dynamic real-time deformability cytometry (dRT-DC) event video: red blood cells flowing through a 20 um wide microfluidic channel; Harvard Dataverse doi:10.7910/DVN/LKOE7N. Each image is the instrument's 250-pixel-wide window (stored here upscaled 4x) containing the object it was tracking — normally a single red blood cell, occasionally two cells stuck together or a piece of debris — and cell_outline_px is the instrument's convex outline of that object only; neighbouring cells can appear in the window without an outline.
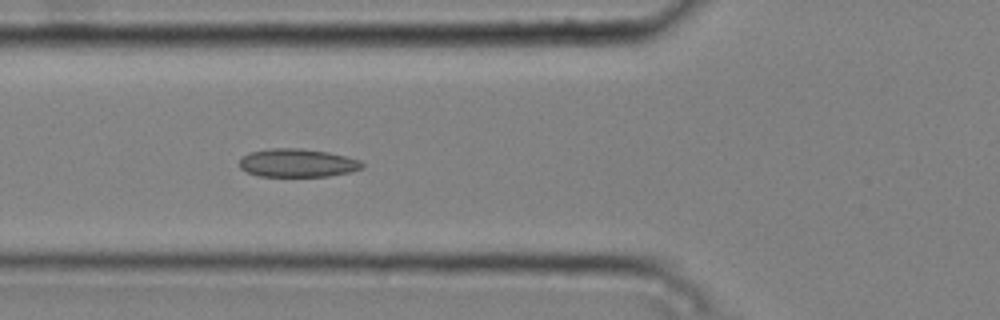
{"species": "common noctule bat (a hibernating species)", "species_latin": "Nyctalus noctula", "temperature_condition": "cold", "stored_images_in_passage": 12, "camera_frame_rate_fps": 3000, "um_per_image_px": 0.085, "animal": {"sex": "male", "body_mass_g": 20.4}, "frame": {"image": 1, "passage_image": 5, "time_ms": 1.333, "image_size_px": [1000, 320], "cell_outline_px": [[364, 168], [348, 172], [328, 176], [260, 176], [248, 172], [240, 168], [240, 160], [248, 152], [272, 148], [300, 148], [328, 152], [360, 160], [364, 164]], "centroid_in_image_um": [25.29, 13.84], "position_along_channel_um": 100.5, "area_um2": 20.11}}
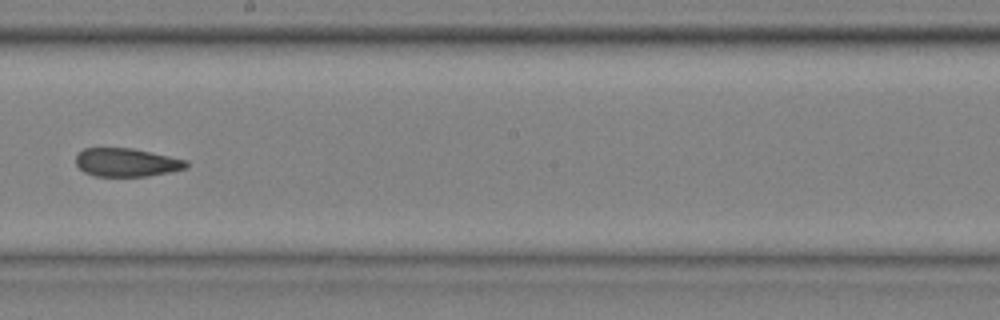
{"frame": {"image": 2, "passage_image": 8, "time_ms": 2.333, "image_size_px": [1000, 320], "cell_outline_px": [[188, 168], [148, 176], [96, 176], [84, 172], [76, 164], [76, 156], [84, 148], [132, 148], [188, 160]], "centroid_in_image_um": [10.77, 13.8], "position_along_channel_um": 237.4, "area_um2": 18.21}}
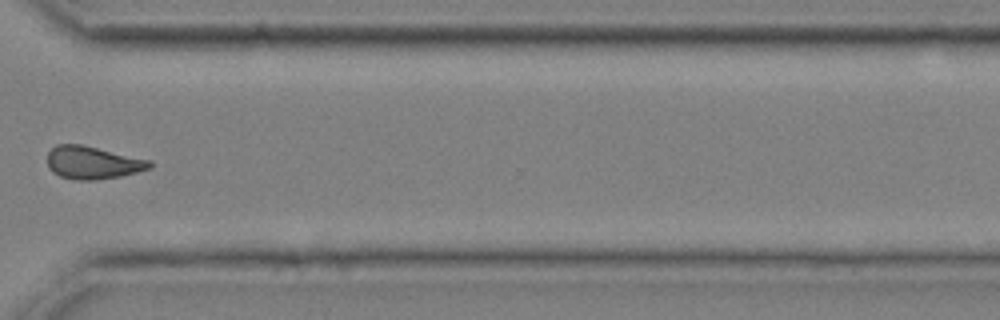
{"frame": {"image": 3, "passage_image": 11, "time_ms": 3.333, "image_size_px": [1000, 320], "cell_outline_px": [[152, 168], [120, 176], [96, 180], [72, 180], [60, 176], [52, 172], [48, 168], [48, 152], [56, 144], [80, 144], [152, 160]], "centroid_in_image_um": [7.87, 13.83], "position_along_channel_um": 362.7, "area_um2": 19.65}}